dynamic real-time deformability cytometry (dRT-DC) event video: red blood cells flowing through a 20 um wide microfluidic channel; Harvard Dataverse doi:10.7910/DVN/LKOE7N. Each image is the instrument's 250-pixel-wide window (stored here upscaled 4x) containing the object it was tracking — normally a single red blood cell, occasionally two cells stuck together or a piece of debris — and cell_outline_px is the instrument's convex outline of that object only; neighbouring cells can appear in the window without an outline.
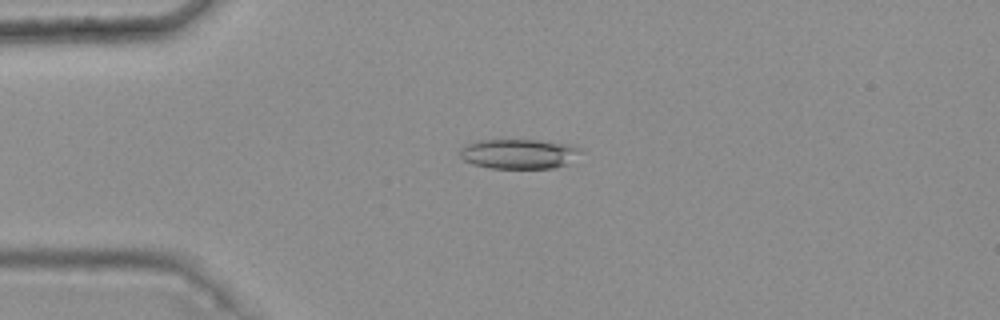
{"species": "common noctule bat (a hibernating species)", "species_latin": "Nyctalus noctula", "temperature_condition": "warm", "stored_images_in_passage": 8, "camera_frame_rate_fps": 3000, "um_per_image_px": 0.085, "animal": {"sex": "female", "body_mass_g": 25.1}, "frame": {"image": 1, "passage_image": 4, "time_ms": 1.0, "image_size_px": [1000, 320], "cell_outline_px": [[584, 152], [564, 164], [552, 168], [488, 168], [472, 164], [464, 160], [460, 156], [460, 148], [464, 144], [476, 140], [540, 140], [568, 144], [580, 148]], "centroid_in_image_um": [44.06, 13.07], "position_along_channel_um": 40.9, "area_um2": 21.04}}
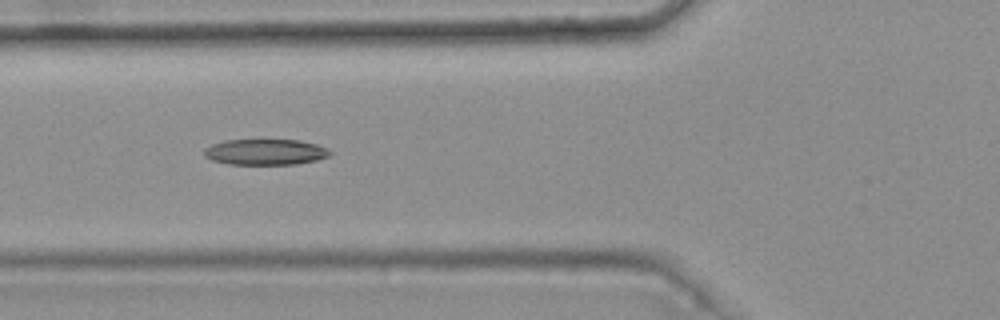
{"frame": {"image": 2, "passage_image": 6, "time_ms": 1.667, "image_size_px": [1000, 320], "cell_outline_px": [[332, 152], [328, 156], [316, 160], [296, 164], [228, 164], [212, 160], [204, 156], [204, 148], [212, 144], [224, 140], [300, 140], [316, 144], [328, 148]], "centroid_in_image_um": [22.55, 12.91], "position_along_channel_um": 103.3, "area_um2": 18.96}}
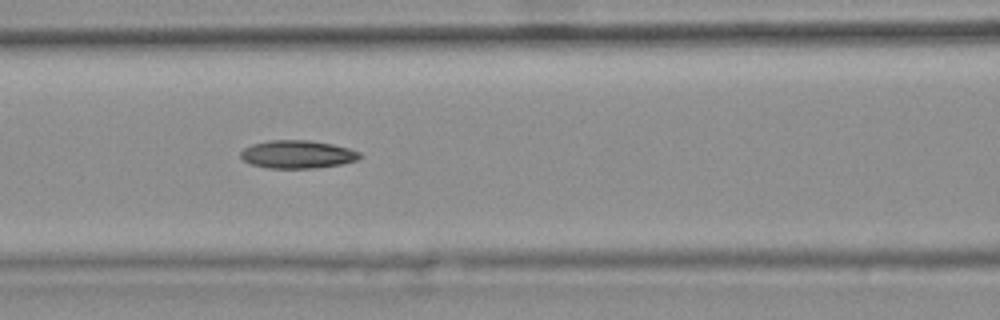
{"frame": {"image": 3, "passage_image": 7, "time_ms": 2.0, "image_size_px": [1000, 320], "cell_outline_px": [[364, 156], [356, 160], [340, 164], [312, 168], [268, 168], [252, 164], [244, 160], [240, 156], [240, 152], [244, 148], [252, 144], [268, 140], [308, 140], [332, 144], [348, 148], [360, 152]], "centroid_in_image_um": [25.28, 13.11], "position_along_channel_um": 141.3, "area_um2": 19.36}}